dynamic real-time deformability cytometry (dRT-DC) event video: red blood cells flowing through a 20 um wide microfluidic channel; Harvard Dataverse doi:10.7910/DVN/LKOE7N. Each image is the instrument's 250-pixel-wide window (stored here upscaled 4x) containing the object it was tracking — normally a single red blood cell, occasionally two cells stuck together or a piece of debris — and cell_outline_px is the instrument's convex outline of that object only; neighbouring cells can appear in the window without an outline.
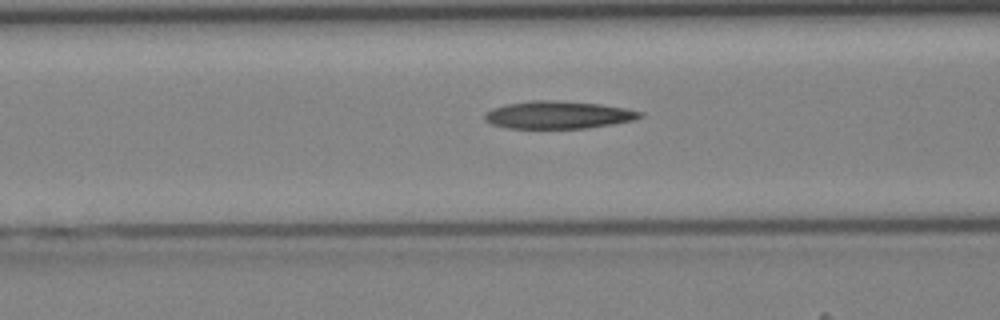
{"species": "Egyptian fruit bat (a non-hibernating species)", "species_latin": "Rousettus aegyptiacus", "temperature_condition": "cold", "stored_images_in_passage": 27, "camera_frame_rate_fps": 3000, "um_per_image_px": 0.085, "animal": {"sex": "female"}, "frame": {"image": 1, "passage_image": 6, "time_ms": 1.667, "image_size_px": [1000, 320], "cell_outline_px": [[644, 116], [632, 120], [612, 124], [584, 128], [508, 128], [492, 124], [484, 120], [484, 112], [492, 108], [508, 104], [532, 100], [556, 100], [600, 104], [624, 108], [644, 112]], "centroid_in_image_um": [47.43, 9.76], "position_along_channel_um": 119.2, "area_um2": 24.91}}
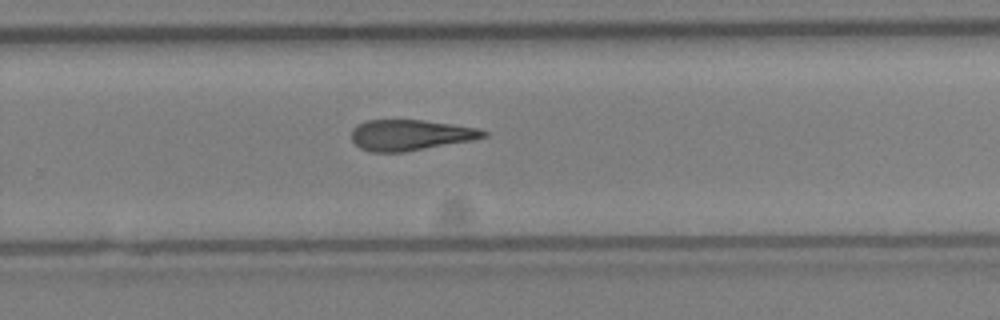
{"frame": {"image": 2, "passage_image": 17, "time_ms": 5.333, "image_size_px": [1000, 320], "cell_outline_px": [[488, 136], [472, 140], [400, 152], [372, 152], [360, 148], [352, 140], [352, 128], [356, 124], [368, 120], [424, 120], [452, 124], [476, 128], [488, 132]], "centroid_in_image_um": [34.85, 11.46], "position_along_channel_um": 294.9, "area_um2": 23.41}}
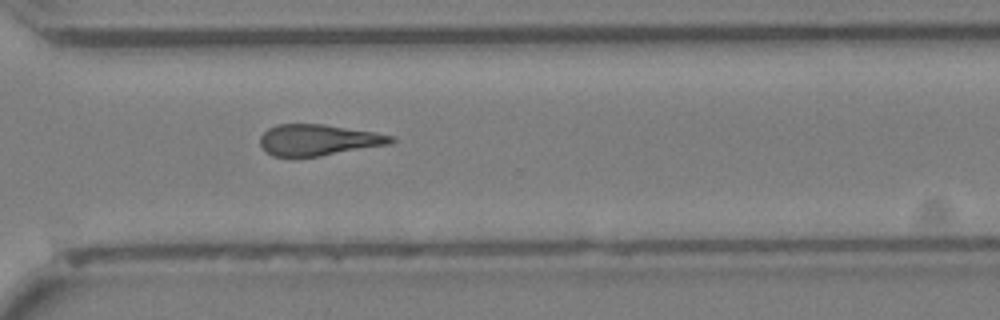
{"frame": {"image": 3, "passage_image": 20, "time_ms": 6.333, "image_size_px": [1000, 320], "cell_outline_px": [[396, 140], [388, 144], [320, 156], [272, 156], [260, 144], [260, 136], [268, 128], [276, 124], [324, 124], [396, 136]], "centroid_in_image_um": [27.05, 11.88], "position_along_channel_um": 343.6, "area_um2": 23.47}}